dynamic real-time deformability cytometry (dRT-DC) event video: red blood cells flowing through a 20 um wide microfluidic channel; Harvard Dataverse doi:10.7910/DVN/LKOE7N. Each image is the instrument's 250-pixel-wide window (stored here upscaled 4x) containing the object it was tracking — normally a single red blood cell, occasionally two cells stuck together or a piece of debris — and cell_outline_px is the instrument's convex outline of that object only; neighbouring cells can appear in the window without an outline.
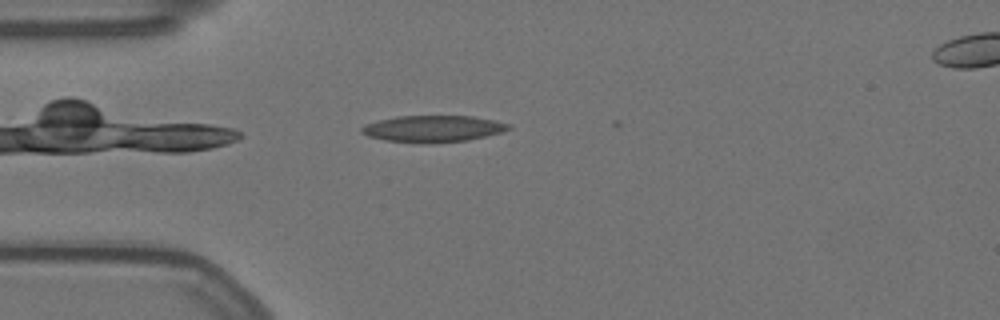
{"species": "Egyptian fruit bat (a non-hibernating species)", "species_latin": "Rousettus aegyptiacus", "temperature_condition": "warm", "stored_images_in_passage": 2, "camera_frame_rate_fps": 3000, "um_per_image_px": 0.085, "animal": {"sex": "female"}, "frame": {"image": 1, "passage_image": 1, "time_ms": 0.0, "image_size_px": [1000, 320], "cell_outline_px": [[512, 128], [504, 132], [468, 140], [388, 140], [368, 136], [360, 132], [360, 128], [364, 124], [396, 116], [472, 116], [496, 120], [508, 124]], "centroid_in_image_um": [36.85, 10.88], "position_along_channel_um": 48.1, "area_um2": 21.73}}